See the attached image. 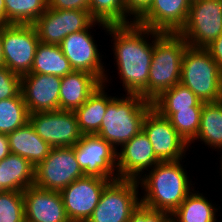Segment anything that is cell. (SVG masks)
I'll return each instance as SVG.
<instances>
[{
	"label": "cell",
	"instance_id": "33",
	"mask_svg": "<svg viewBox=\"0 0 222 222\" xmlns=\"http://www.w3.org/2000/svg\"><path fill=\"white\" fill-rule=\"evenodd\" d=\"M21 92V76L8 67H0V101L16 97Z\"/></svg>",
	"mask_w": 222,
	"mask_h": 222
},
{
	"label": "cell",
	"instance_id": "37",
	"mask_svg": "<svg viewBox=\"0 0 222 222\" xmlns=\"http://www.w3.org/2000/svg\"><path fill=\"white\" fill-rule=\"evenodd\" d=\"M205 48L222 71V34Z\"/></svg>",
	"mask_w": 222,
	"mask_h": 222
},
{
	"label": "cell",
	"instance_id": "17",
	"mask_svg": "<svg viewBox=\"0 0 222 222\" xmlns=\"http://www.w3.org/2000/svg\"><path fill=\"white\" fill-rule=\"evenodd\" d=\"M191 0H152L135 22L161 33H179L186 25Z\"/></svg>",
	"mask_w": 222,
	"mask_h": 222
},
{
	"label": "cell",
	"instance_id": "16",
	"mask_svg": "<svg viewBox=\"0 0 222 222\" xmlns=\"http://www.w3.org/2000/svg\"><path fill=\"white\" fill-rule=\"evenodd\" d=\"M161 162L143 130L117 150L118 179L138 180Z\"/></svg>",
	"mask_w": 222,
	"mask_h": 222
},
{
	"label": "cell",
	"instance_id": "8",
	"mask_svg": "<svg viewBox=\"0 0 222 222\" xmlns=\"http://www.w3.org/2000/svg\"><path fill=\"white\" fill-rule=\"evenodd\" d=\"M4 66L23 76L30 73L40 43L33 24L1 25Z\"/></svg>",
	"mask_w": 222,
	"mask_h": 222
},
{
	"label": "cell",
	"instance_id": "39",
	"mask_svg": "<svg viewBox=\"0 0 222 222\" xmlns=\"http://www.w3.org/2000/svg\"><path fill=\"white\" fill-rule=\"evenodd\" d=\"M0 25H5V4L0 0Z\"/></svg>",
	"mask_w": 222,
	"mask_h": 222
},
{
	"label": "cell",
	"instance_id": "40",
	"mask_svg": "<svg viewBox=\"0 0 222 222\" xmlns=\"http://www.w3.org/2000/svg\"><path fill=\"white\" fill-rule=\"evenodd\" d=\"M4 66V56L2 48V39H1V25H0V67Z\"/></svg>",
	"mask_w": 222,
	"mask_h": 222
},
{
	"label": "cell",
	"instance_id": "20",
	"mask_svg": "<svg viewBox=\"0 0 222 222\" xmlns=\"http://www.w3.org/2000/svg\"><path fill=\"white\" fill-rule=\"evenodd\" d=\"M102 84L95 75L85 71L73 70L61 77L60 110L74 111L81 107Z\"/></svg>",
	"mask_w": 222,
	"mask_h": 222
},
{
	"label": "cell",
	"instance_id": "7",
	"mask_svg": "<svg viewBox=\"0 0 222 222\" xmlns=\"http://www.w3.org/2000/svg\"><path fill=\"white\" fill-rule=\"evenodd\" d=\"M140 194L137 180H112L87 222H129L132 211L141 202Z\"/></svg>",
	"mask_w": 222,
	"mask_h": 222
},
{
	"label": "cell",
	"instance_id": "27",
	"mask_svg": "<svg viewBox=\"0 0 222 222\" xmlns=\"http://www.w3.org/2000/svg\"><path fill=\"white\" fill-rule=\"evenodd\" d=\"M73 71L59 45L39 43L30 73L64 77Z\"/></svg>",
	"mask_w": 222,
	"mask_h": 222
},
{
	"label": "cell",
	"instance_id": "5",
	"mask_svg": "<svg viewBox=\"0 0 222 222\" xmlns=\"http://www.w3.org/2000/svg\"><path fill=\"white\" fill-rule=\"evenodd\" d=\"M180 83L204 103L222 100V71L204 47L187 46L182 58Z\"/></svg>",
	"mask_w": 222,
	"mask_h": 222
},
{
	"label": "cell",
	"instance_id": "41",
	"mask_svg": "<svg viewBox=\"0 0 222 222\" xmlns=\"http://www.w3.org/2000/svg\"><path fill=\"white\" fill-rule=\"evenodd\" d=\"M219 152H220V154H221V155L219 156V157H220L219 159H220L221 161H219V162H220V163H219V164H220V167H219V170H220V171H219L218 173H220V176H221V179H222V150L219 151Z\"/></svg>",
	"mask_w": 222,
	"mask_h": 222
},
{
	"label": "cell",
	"instance_id": "4",
	"mask_svg": "<svg viewBox=\"0 0 222 222\" xmlns=\"http://www.w3.org/2000/svg\"><path fill=\"white\" fill-rule=\"evenodd\" d=\"M188 44L180 33H159L153 42L148 101L180 83L181 64Z\"/></svg>",
	"mask_w": 222,
	"mask_h": 222
},
{
	"label": "cell",
	"instance_id": "28",
	"mask_svg": "<svg viewBox=\"0 0 222 222\" xmlns=\"http://www.w3.org/2000/svg\"><path fill=\"white\" fill-rule=\"evenodd\" d=\"M5 24H33L48 8V0H4Z\"/></svg>",
	"mask_w": 222,
	"mask_h": 222
},
{
	"label": "cell",
	"instance_id": "34",
	"mask_svg": "<svg viewBox=\"0 0 222 222\" xmlns=\"http://www.w3.org/2000/svg\"><path fill=\"white\" fill-rule=\"evenodd\" d=\"M129 222H172V214L152 209L140 202L132 211Z\"/></svg>",
	"mask_w": 222,
	"mask_h": 222
},
{
	"label": "cell",
	"instance_id": "25",
	"mask_svg": "<svg viewBox=\"0 0 222 222\" xmlns=\"http://www.w3.org/2000/svg\"><path fill=\"white\" fill-rule=\"evenodd\" d=\"M200 141L213 151L222 150V100L218 102L203 103L200 127L196 138L191 144Z\"/></svg>",
	"mask_w": 222,
	"mask_h": 222
},
{
	"label": "cell",
	"instance_id": "2",
	"mask_svg": "<svg viewBox=\"0 0 222 222\" xmlns=\"http://www.w3.org/2000/svg\"><path fill=\"white\" fill-rule=\"evenodd\" d=\"M183 162L184 159L159 162L153 169L145 172L137 180L139 189L142 190L141 203L152 209L172 214L196 189Z\"/></svg>",
	"mask_w": 222,
	"mask_h": 222
},
{
	"label": "cell",
	"instance_id": "23",
	"mask_svg": "<svg viewBox=\"0 0 222 222\" xmlns=\"http://www.w3.org/2000/svg\"><path fill=\"white\" fill-rule=\"evenodd\" d=\"M108 86L102 84L81 107L74 110L83 135L98 134L107 105L115 97L106 92Z\"/></svg>",
	"mask_w": 222,
	"mask_h": 222
},
{
	"label": "cell",
	"instance_id": "6",
	"mask_svg": "<svg viewBox=\"0 0 222 222\" xmlns=\"http://www.w3.org/2000/svg\"><path fill=\"white\" fill-rule=\"evenodd\" d=\"M96 26L102 27L100 30L106 31L108 29L107 24L94 21L87 29L66 36L59 46L73 70L85 71L95 75L103 84L107 85V83L111 84L109 79L112 76H109V69L105 67L106 64L102 61L104 55H101L92 33L93 30H91Z\"/></svg>",
	"mask_w": 222,
	"mask_h": 222
},
{
	"label": "cell",
	"instance_id": "18",
	"mask_svg": "<svg viewBox=\"0 0 222 222\" xmlns=\"http://www.w3.org/2000/svg\"><path fill=\"white\" fill-rule=\"evenodd\" d=\"M61 77L28 73L21 76V94L29 113L60 110Z\"/></svg>",
	"mask_w": 222,
	"mask_h": 222
},
{
	"label": "cell",
	"instance_id": "29",
	"mask_svg": "<svg viewBox=\"0 0 222 222\" xmlns=\"http://www.w3.org/2000/svg\"><path fill=\"white\" fill-rule=\"evenodd\" d=\"M89 8L90 15L95 21L107 25H125L135 22L126 10L125 0H89Z\"/></svg>",
	"mask_w": 222,
	"mask_h": 222
},
{
	"label": "cell",
	"instance_id": "36",
	"mask_svg": "<svg viewBox=\"0 0 222 222\" xmlns=\"http://www.w3.org/2000/svg\"><path fill=\"white\" fill-rule=\"evenodd\" d=\"M152 0H125L127 12L136 20L151 4Z\"/></svg>",
	"mask_w": 222,
	"mask_h": 222
},
{
	"label": "cell",
	"instance_id": "24",
	"mask_svg": "<svg viewBox=\"0 0 222 222\" xmlns=\"http://www.w3.org/2000/svg\"><path fill=\"white\" fill-rule=\"evenodd\" d=\"M204 195L194 189L172 213V222H217L221 207Z\"/></svg>",
	"mask_w": 222,
	"mask_h": 222
},
{
	"label": "cell",
	"instance_id": "3",
	"mask_svg": "<svg viewBox=\"0 0 222 222\" xmlns=\"http://www.w3.org/2000/svg\"><path fill=\"white\" fill-rule=\"evenodd\" d=\"M151 108L152 102L141 95H115L107 105L97 135L118 150L142 130L145 115Z\"/></svg>",
	"mask_w": 222,
	"mask_h": 222
},
{
	"label": "cell",
	"instance_id": "13",
	"mask_svg": "<svg viewBox=\"0 0 222 222\" xmlns=\"http://www.w3.org/2000/svg\"><path fill=\"white\" fill-rule=\"evenodd\" d=\"M142 130L161 162L178 161L188 156L186 153L190 152L189 144L177 133L169 119L160 115L154 108L145 115Z\"/></svg>",
	"mask_w": 222,
	"mask_h": 222
},
{
	"label": "cell",
	"instance_id": "31",
	"mask_svg": "<svg viewBox=\"0 0 222 222\" xmlns=\"http://www.w3.org/2000/svg\"><path fill=\"white\" fill-rule=\"evenodd\" d=\"M202 109H184L173 113L168 119L177 133L190 145L196 138Z\"/></svg>",
	"mask_w": 222,
	"mask_h": 222
},
{
	"label": "cell",
	"instance_id": "12",
	"mask_svg": "<svg viewBox=\"0 0 222 222\" xmlns=\"http://www.w3.org/2000/svg\"><path fill=\"white\" fill-rule=\"evenodd\" d=\"M29 122L51 147H73L83 135L72 110L29 113Z\"/></svg>",
	"mask_w": 222,
	"mask_h": 222
},
{
	"label": "cell",
	"instance_id": "19",
	"mask_svg": "<svg viewBox=\"0 0 222 222\" xmlns=\"http://www.w3.org/2000/svg\"><path fill=\"white\" fill-rule=\"evenodd\" d=\"M25 222H71L60 192L30 186L23 191Z\"/></svg>",
	"mask_w": 222,
	"mask_h": 222
},
{
	"label": "cell",
	"instance_id": "22",
	"mask_svg": "<svg viewBox=\"0 0 222 222\" xmlns=\"http://www.w3.org/2000/svg\"><path fill=\"white\" fill-rule=\"evenodd\" d=\"M35 167L24 157L10 153L0 161V192H23L34 184Z\"/></svg>",
	"mask_w": 222,
	"mask_h": 222
},
{
	"label": "cell",
	"instance_id": "30",
	"mask_svg": "<svg viewBox=\"0 0 222 222\" xmlns=\"http://www.w3.org/2000/svg\"><path fill=\"white\" fill-rule=\"evenodd\" d=\"M28 121L29 111L21 92L16 97L0 101V133H11Z\"/></svg>",
	"mask_w": 222,
	"mask_h": 222
},
{
	"label": "cell",
	"instance_id": "9",
	"mask_svg": "<svg viewBox=\"0 0 222 222\" xmlns=\"http://www.w3.org/2000/svg\"><path fill=\"white\" fill-rule=\"evenodd\" d=\"M84 177L73 147H52L49 155L35 167L34 186L61 192L76 179Z\"/></svg>",
	"mask_w": 222,
	"mask_h": 222
},
{
	"label": "cell",
	"instance_id": "1",
	"mask_svg": "<svg viewBox=\"0 0 222 222\" xmlns=\"http://www.w3.org/2000/svg\"><path fill=\"white\" fill-rule=\"evenodd\" d=\"M114 66L126 94H138L148 100V79L153 56V42L159 31L150 30L136 22L108 25ZM116 64V65H115Z\"/></svg>",
	"mask_w": 222,
	"mask_h": 222
},
{
	"label": "cell",
	"instance_id": "21",
	"mask_svg": "<svg viewBox=\"0 0 222 222\" xmlns=\"http://www.w3.org/2000/svg\"><path fill=\"white\" fill-rule=\"evenodd\" d=\"M9 148L12 154L27 159L34 167L50 153L52 147L38 136L28 121L25 125L8 133Z\"/></svg>",
	"mask_w": 222,
	"mask_h": 222
},
{
	"label": "cell",
	"instance_id": "11",
	"mask_svg": "<svg viewBox=\"0 0 222 222\" xmlns=\"http://www.w3.org/2000/svg\"><path fill=\"white\" fill-rule=\"evenodd\" d=\"M74 153L84 176L118 179L117 150L100 136L82 135Z\"/></svg>",
	"mask_w": 222,
	"mask_h": 222
},
{
	"label": "cell",
	"instance_id": "15",
	"mask_svg": "<svg viewBox=\"0 0 222 222\" xmlns=\"http://www.w3.org/2000/svg\"><path fill=\"white\" fill-rule=\"evenodd\" d=\"M111 181L108 178L84 176L65 187L60 193L68 219L71 222H87L104 188Z\"/></svg>",
	"mask_w": 222,
	"mask_h": 222
},
{
	"label": "cell",
	"instance_id": "14",
	"mask_svg": "<svg viewBox=\"0 0 222 222\" xmlns=\"http://www.w3.org/2000/svg\"><path fill=\"white\" fill-rule=\"evenodd\" d=\"M94 21L89 11L47 8L33 25L41 43L59 45L66 36L87 29Z\"/></svg>",
	"mask_w": 222,
	"mask_h": 222
},
{
	"label": "cell",
	"instance_id": "26",
	"mask_svg": "<svg viewBox=\"0 0 222 222\" xmlns=\"http://www.w3.org/2000/svg\"><path fill=\"white\" fill-rule=\"evenodd\" d=\"M203 103L188 87L178 83L156 97L152 101V108L163 117L169 118L179 110L202 109Z\"/></svg>",
	"mask_w": 222,
	"mask_h": 222
},
{
	"label": "cell",
	"instance_id": "35",
	"mask_svg": "<svg viewBox=\"0 0 222 222\" xmlns=\"http://www.w3.org/2000/svg\"><path fill=\"white\" fill-rule=\"evenodd\" d=\"M48 8L89 11V0H48Z\"/></svg>",
	"mask_w": 222,
	"mask_h": 222
},
{
	"label": "cell",
	"instance_id": "10",
	"mask_svg": "<svg viewBox=\"0 0 222 222\" xmlns=\"http://www.w3.org/2000/svg\"><path fill=\"white\" fill-rule=\"evenodd\" d=\"M192 47H206L222 34L220 0L192 1L186 25L179 32Z\"/></svg>",
	"mask_w": 222,
	"mask_h": 222
},
{
	"label": "cell",
	"instance_id": "38",
	"mask_svg": "<svg viewBox=\"0 0 222 222\" xmlns=\"http://www.w3.org/2000/svg\"><path fill=\"white\" fill-rule=\"evenodd\" d=\"M9 140L7 134L0 133V161L10 154Z\"/></svg>",
	"mask_w": 222,
	"mask_h": 222
},
{
	"label": "cell",
	"instance_id": "32",
	"mask_svg": "<svg viewBox=\"0 0 222 222\" xmlns=\"http://www.w3.org/2000/svg\"><path fill=\"white\" fill-rule=\"evenodd\" d=\"M0 222H25L23 192H0Z\"/></svg>",
	"mask_w": 222,
	"mask_h": 222
}]
</instances>
